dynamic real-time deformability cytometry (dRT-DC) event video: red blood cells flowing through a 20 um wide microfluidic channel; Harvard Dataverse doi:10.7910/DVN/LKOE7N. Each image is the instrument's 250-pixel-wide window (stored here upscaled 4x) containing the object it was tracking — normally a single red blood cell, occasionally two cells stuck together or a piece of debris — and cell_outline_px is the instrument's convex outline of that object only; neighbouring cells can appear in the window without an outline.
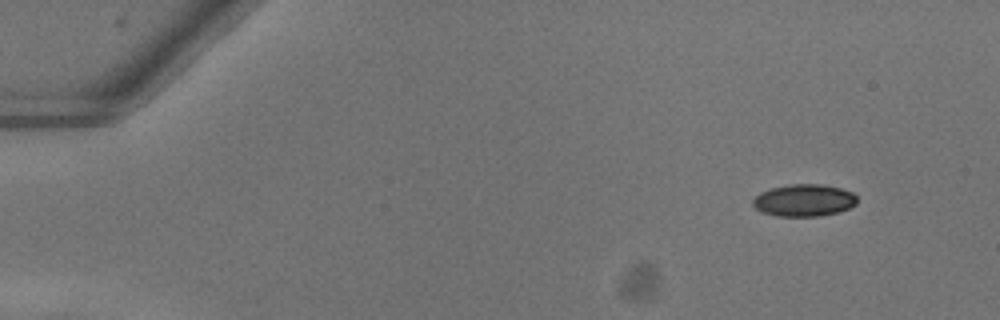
{"species": "common noctule bat (a hibernating species)", "species_latin": "Nyctalus noctula", "temperature_condition": "warm", "stored_images_in_passage": 16, "camera_frame_rate_fps": 3000, "um_per_image_px": 0.085, "animal": {"sex": "female"}, "frame": {"image": 1, "passage_image": 1, "time_ms": 0.0, "image_size_px": [1000, 320], "cell_outline_px": [[856, 204], [848, 208], [836, 212], [820, 216], [776, 216], [760, 212], [752, 204], [752, 200], [760, 192], [772, 188], [788, 184], [824, 184], [840, 188], [852, 192], [856, 196]], "centroid_in_image_um": [68.31, 17.02], "position_along_channel_um": 16.7, "area_um2": 19.54}}
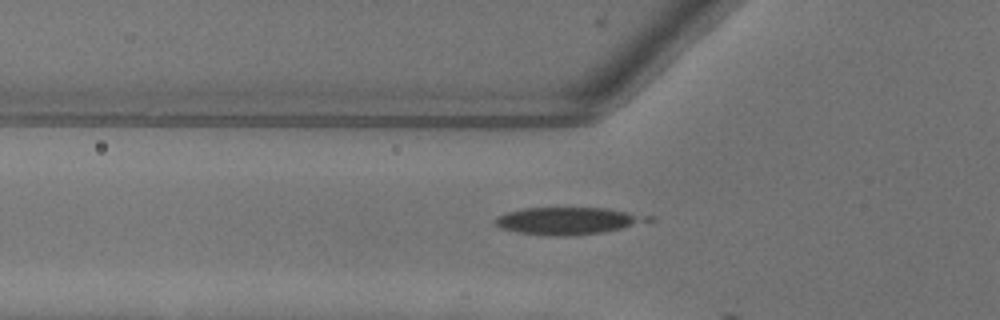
{"frame": {"image": 2, "passage_image": 15, "time_ms": 4.667, "image_size_px": [1000, 320], "cell_outline_px": [[636, 220], [620, 228], [600, 232], [556, 236], [520, 232], [500, 228], [492, 224], [492, 220], [496, 216], [504, 212], [524, 208], [604, 208], [624, 212], [632, 216]], "centroid_in_image_um": [47.79, 18.76], "position_along_channel_um": 78.0, "area_um2": 22.43}}